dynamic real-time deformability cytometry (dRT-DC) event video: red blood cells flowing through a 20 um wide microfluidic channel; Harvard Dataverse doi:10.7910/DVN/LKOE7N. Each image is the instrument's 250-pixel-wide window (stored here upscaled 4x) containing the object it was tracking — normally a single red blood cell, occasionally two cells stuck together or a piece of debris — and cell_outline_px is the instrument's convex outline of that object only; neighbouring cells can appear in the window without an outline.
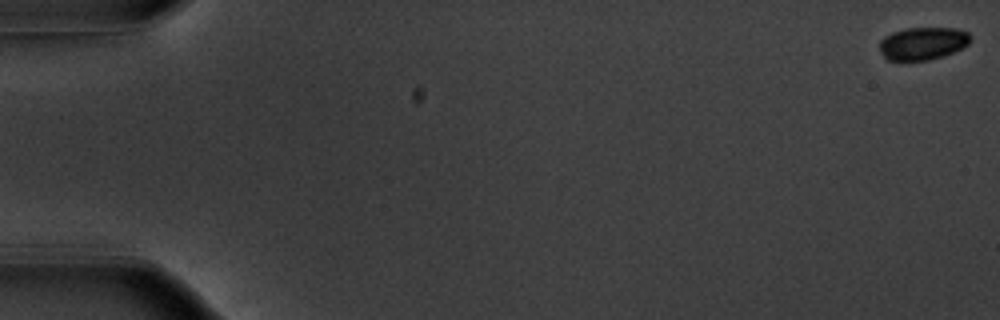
{"species": "common noctule bat (a hibernating species)", "species_latin": "Nyctalus noctula", "temperature_condition": "warm", "stored_images_in_passage": 54, "camera_frame_rate_fps": 3000, "um_per_image_px": 0.085, "animal": {"sex": "male", "body_mass_g": 20.1, "forearm_length_mm": 53.5}, "frame": {"image": 1, "passage_image": 1, "time_ms": 0.0, "image_size_px": [1000, 320], "cell_outline_px": [[972, 40], [968, 44], [944, 56], [928, 60], [888, 60], [880, 52], [880, 40], [884, 36], [892, 32], [908, 28], [956, 28], [968, 32], [972, 36]], "centroid_in_image_um": [78.45, 3.68], "position_along_channel_um": 6.6, "area_um2": 17.34}}
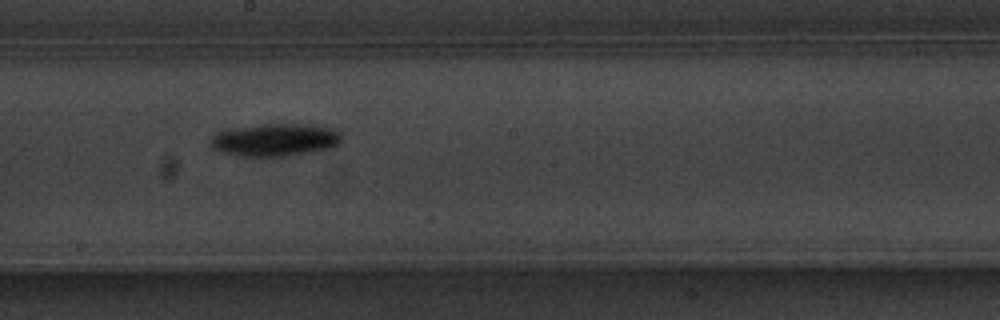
{"frame": {"image": 2, "passage_image": 31, "time_ms": 10.0, "image_size_px": [1000, 320], "cell_outline_px": [[340, 144], [328, 148], [312, 152], [288, 156], [236, 156], [220, 152], [212, 148], [208, 144], [212, 136], [216, 132], [236, 128], [260, 124], [308, 124], [336, 128], [340, 132]], "centroid_in_image_um": [23.37, 11.89], "position_along_channel_um": 224.8, "area_um2": 25.2}}
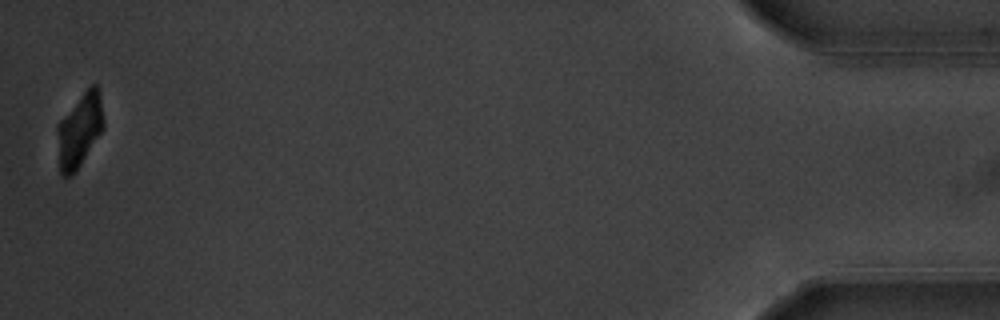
{"frame": {"image": 3, "passage_image": 54, "time_ms": 17.667, "image_size_px": [1000, 320], "cell_outline_px": [[104, 128], [76, 172], [72, 176], [60, 176], [56, 132], [56, 128], [60, 120], [84, 92], [92, 84], [96, 84], [100, 88], [104, 120]], "centroid_in_image_um": [6.76, 11.09], "position_along_channel_um": 428.4, "area_um2": 20.11}, "authors_computed_cell_mechanics": {"area_um2": 21.9929, "velocity_mm_per_s": 3.792, "shape_relaxation_time_tau1_ms": 2.4222, "shape_relaxation_time_tau2_ms": null, "deformation_change_tau1": 0.1241, "deformation_change_tau2": null}}